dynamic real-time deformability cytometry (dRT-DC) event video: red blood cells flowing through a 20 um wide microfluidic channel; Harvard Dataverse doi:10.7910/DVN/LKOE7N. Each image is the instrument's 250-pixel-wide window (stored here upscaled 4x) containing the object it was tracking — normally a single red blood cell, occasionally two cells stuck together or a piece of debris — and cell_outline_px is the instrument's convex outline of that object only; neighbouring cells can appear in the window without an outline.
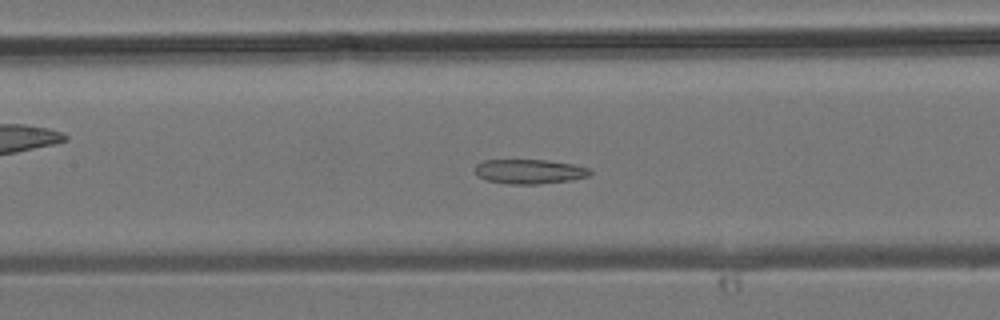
{"species": "common noctule bat (a hibernating species)", "species_latin": "Nyctalus noctula", "temperature_condition": "room temperature", "stored_images_in_passage": 38, "camera_frame_rate_fps": 3000, "um_per_image_px": 0.085, "animal": {"sex": "male", "body_mass_g": 19.2, "forearm_length_mm": 51.8}, "frame": {"image": 1, "passage_image": 17, "time_ms": 5.333, "image_size_px": [1000, 320], "cell_outline_px": [[592, 172], [588, 176], [572, 180], [536, 184], [508, 184], [488, 180], [476, 176], [476, 164], [484, 160], [548, 160], [572, 164], [588, 168]], "centroid_in_image_um": [44.99, 14.58], "position_along_channel_um": 162.4, "area_um2": 16.36}}
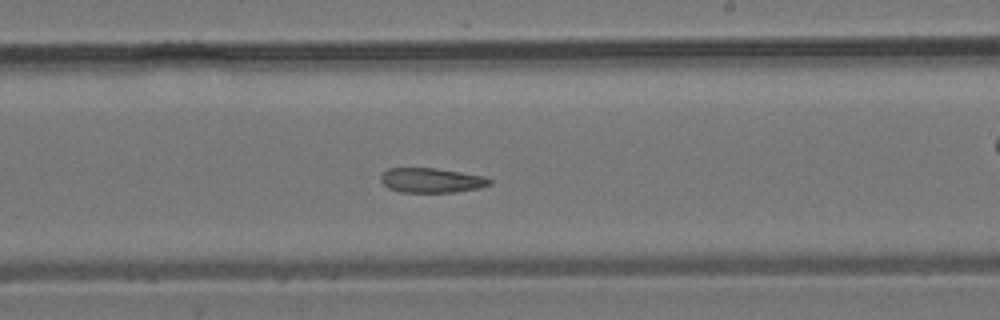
{"frame": {"image": 2, "passage_image": 22, "time_ms": 7.0, "image_size_px": [1000, 320], "cell_outline_px": [[492, 184], [480, 188], [456, 192], [400, 192], [388, 188], [380, 180], [380, 176], [388, 168], [436, 168], [484, 176], [492, 180]], "centroid_in_image_um": [36.69, 15.33], "position_along_channel_um": 252.3, "area_um2": 15.72}}
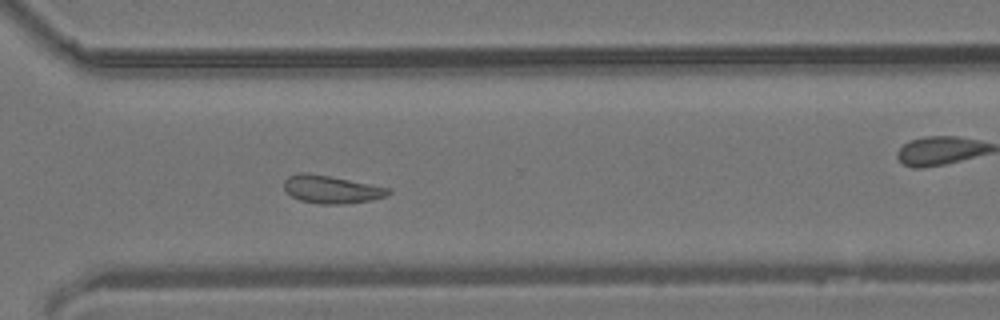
{"frame": {"image": 3, "passage_image": 27, "time_ms": 8.667, "image_size_px": [1000, 320], "cell_outline_px": [[392, 192], [388, 196], [372, 200], [340, 204], [320, 204], [300, 200], [292, 196], [284, 188], [284, 180], [288, 176], [300, 172], [304, 172], [328, 176], [392, 188]], "centroid_in_image_um": [28.2, 16.1], "position_along_channel_um": 342.4, "area_um2": 16.88}}